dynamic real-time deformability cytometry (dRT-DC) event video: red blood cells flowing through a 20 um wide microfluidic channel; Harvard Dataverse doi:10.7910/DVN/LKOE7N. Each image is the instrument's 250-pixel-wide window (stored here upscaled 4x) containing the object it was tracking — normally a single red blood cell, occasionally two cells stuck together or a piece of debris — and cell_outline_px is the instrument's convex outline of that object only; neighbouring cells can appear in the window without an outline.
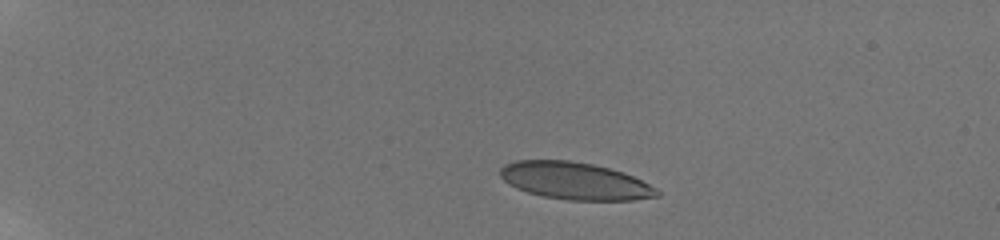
{"species": "human", "species_latin": "Homo sapiens", "temperature_condition": "room temperature", "stored_images_in_passage": 45, "camera_frame_rate_fps": 3000, "um_per_image_px": 0.085, "donor": {"sex": "male"}, "frame": {"image": 1, "passage_image": 1, "time_ms": 0.0, "image_size_px": [1000, 240], "cell_outline_px": [[660, 196], [632, 200], [568, 200], [544, 196], [528, 192], [516, 188], [508, 184], [500, 176], [500, 168], [504, 164], [516, 160], [568, 160], [592, 164], [624, 172], [656, 188], [660, 192]], "centroid_in_image_um": [48.85, 15.37], "position_along_channel_um": 36.2, "area_um2": 33.93}}
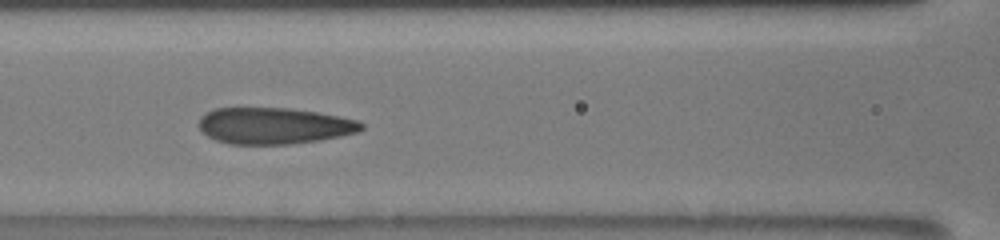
{"frame": {"image": 2, "passage_image": 17, "time_ms": 5.333, "image_size_px": [1000, 240], "cell_outline_px": [[364, 128], [356, 132], [340, 136], [320, 140], [292, 144], [228, 144], [216, 140], [208, 136], [200, 128], [200, 116], [216, 108], [292, 108], [340, 116], [360, 120], [364, 124]], "centroid_in_image_um": [23.33, 10.69], "position_along_channel_um": 143.3, "area_um2": 34.51}}
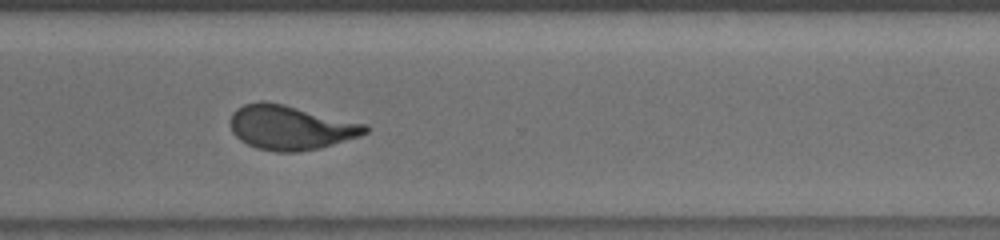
{"frame": {"image": 3, "passage_image": 33, "time_ms": 10.667, "image_size_px": [1000, 240], "cell_outline_px": [[372, 128], [368, 132], [360, 136], [320, 148], [296, 152], [276, 152], [256, 148], [240, 140], [232, 132], [232, 112], [236, 108], [244, 104], [260, 100], [264, 100], [284, 104], [368, 124]], "centroid_in_image_um": [24.73, 10.83], "position_along_channel_um": 345.9, "area_um2": 35.14}, "authors_computed_cell_mechanics": {"area_um2": 34.8534, "velocity_mm_per_s": 3.8124, "shape_relaxation_time_tau1_ms": 5.8178, "shape_relaxation_time_tau2_ms": 0.8542, "deformation_change_tau1": 0.2031, "deformation_change_tau2": 0.0984}}